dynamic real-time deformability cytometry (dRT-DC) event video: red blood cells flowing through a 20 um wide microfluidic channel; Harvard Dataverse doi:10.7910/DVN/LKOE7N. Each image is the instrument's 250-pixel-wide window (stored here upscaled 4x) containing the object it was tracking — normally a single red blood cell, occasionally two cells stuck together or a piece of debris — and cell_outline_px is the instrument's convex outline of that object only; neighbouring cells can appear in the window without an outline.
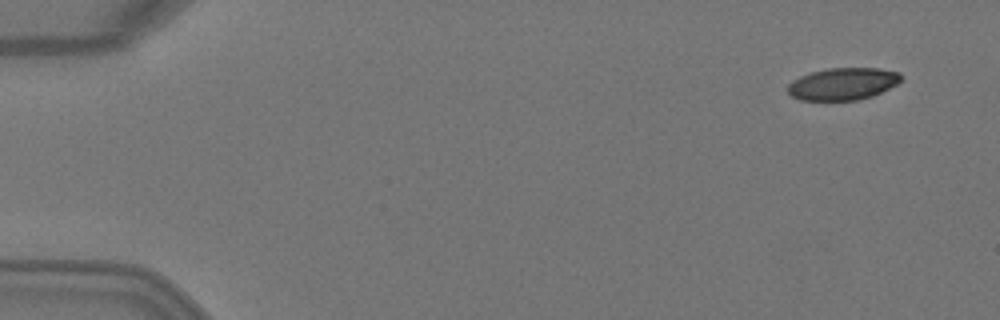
{"species": "Egyptian fruit bat (a non-hibernating species)", "species_latin": "Rousettus aegyptiacus", "temperature_condition": "warm", "stored_images_in_passage": 5, "camera_frame_rate_fps": 3000, "um_per_image_px": 0.085, "animal": {"sex": "female"}, "frame": {"image": 1, "passage_image": 1, "time_ms": 0.0, "image_size_px": [1000, 320], "cell_outline_px": [[900, 80], [896, 84], [872, 96], [860, 100], [800, 100], [792, 96], [788, 92], [788, 84], [792, 80], [800, 76], [812, 72], [828, 68], [880, 68], [900, 72]], "centroid_in_image_um": [71.62, 7.12], "position_along_channel_um": 13.4, "area_um2": 21.15}}
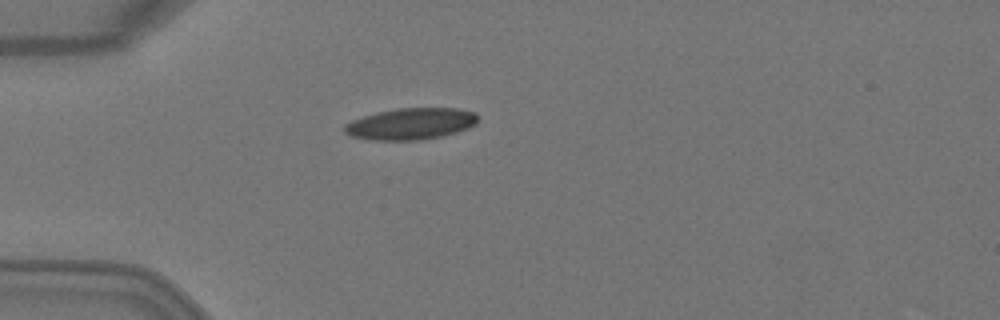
{"frame": {"image": 2, "passage_image": 4, "time_ms": 1.0, "image_size_px": [1000, 320], "cell_outline_px": [[476, 124], [468, 128], [456, 132], [440, 136], [420, 140], [368, 140], [352, 136], [344, 132], [344, 124], [352, 120], [376, 112], [396, 108], [456, 108], [476, 112]], "centroid_in_image_um": [34.89, 10.52], "position_along_channel_um": 50.1, "area_um2": 24.51}}